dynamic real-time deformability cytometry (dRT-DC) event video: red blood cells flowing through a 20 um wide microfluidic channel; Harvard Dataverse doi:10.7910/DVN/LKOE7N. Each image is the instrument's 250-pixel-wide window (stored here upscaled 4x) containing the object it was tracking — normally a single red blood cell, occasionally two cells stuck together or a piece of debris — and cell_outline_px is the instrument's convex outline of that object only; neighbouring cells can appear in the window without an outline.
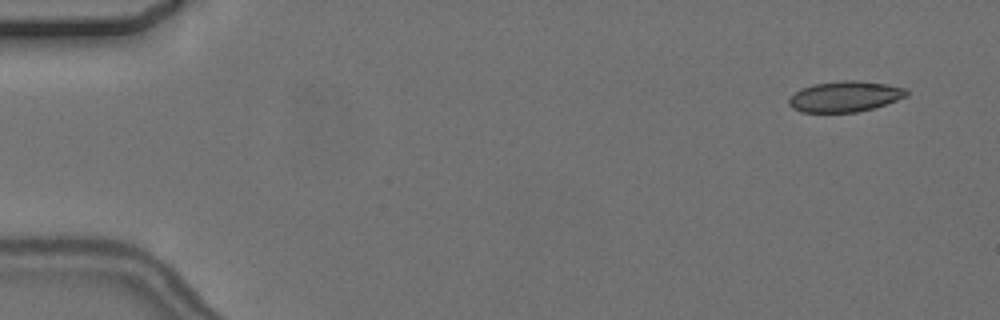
{"species": "common noctule bat (a hibernating species)", "species_latin": "Nyctalus noctula", "temperature_condition": "cold", "stored_images_in_passage": 6, "camera_frame_rate_fps": 3000, "um_per_image_px": 0.085, "animal": {"sex": "female", "body_mass_g": 24.6, "forearm_length_mm": 56.2}, "frame": {"image": 1, "passage_image": 1, "time_ms": 0.0, "image_size_px": [1000, 320], "cell_outline_px": [[908, 96], [872, 108], [856, 112], [800, 112], [792, 108], [788, 104], [788, 100], [800, 88], [812, 84], [844, 80], [856, 80], [884, 84], [908, 88]], "centroid_in_image_um": [71.8, 8.2], "position_along_channel_um": 13.2, "area_um2": 20.98}}
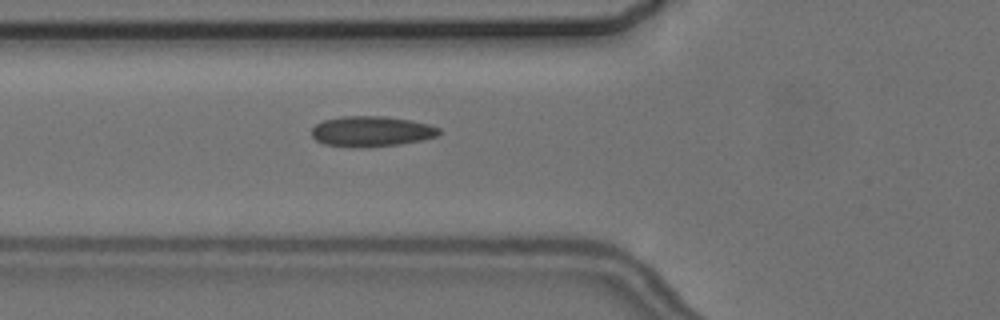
{"frame": {"image": 2, "passage_image": 6, "time_ms": 5.667, "image_size_px": [1000, 320], "cell_outline_px": [[440, 132], [436, 136], [424, 140], [400, 144], [352, 148], [324, 144], [316, 140], [312, 136], [312, 128], [316, 124], [324, 120], [344, 116], [384, 116], [412, 120], [428, 124], [440, 128]], "centroid_in_image_um": [31.57, 11.17], "position_along_channel_um": 94.2, "area_um2": 22.66}}